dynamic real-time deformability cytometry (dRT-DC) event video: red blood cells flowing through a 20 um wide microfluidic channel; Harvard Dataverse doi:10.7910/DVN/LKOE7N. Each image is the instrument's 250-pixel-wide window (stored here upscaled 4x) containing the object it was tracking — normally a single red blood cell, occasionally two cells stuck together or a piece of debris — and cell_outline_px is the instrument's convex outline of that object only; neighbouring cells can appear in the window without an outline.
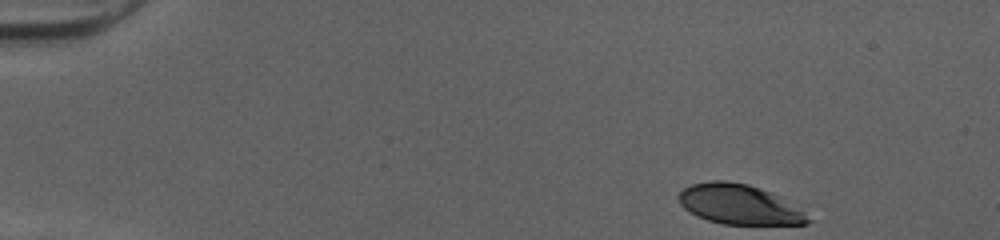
{"species": "human", "species_latin": "Homo sapiens", "temperature_condition": "cold", "stored_images_in_passage": 38, "camera_frame_rate_fps": 3000, "um_per_image_px": 0.085, "donor": {"sex": "female"}, "frame": {"image": 1, "passage_image": 1, "time_ms": 0.0, "image_size_px": [1000, 240], "cell_outline_px": [[812, 220], [808, 224], [720, 224], [696, 216], [684, 208], [680, 204], [676, 196], [684, 188], [692, 184], [712, 180], [728, 180], [748, 184], [772, 192]], "centroid_in_image_um": [62.74, 17.36], "position_along_channel_um": 22.3, "area_um2": 29.71}}
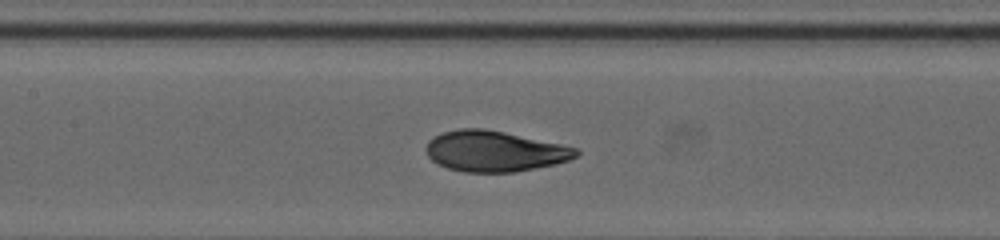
{"frame": {"image": 2, "passage_image": 20, "time_ms": 6.333, "image_size_px": [1000, 240], "cell_outline_px": [[580, 152], [576, 156], [568, 160], [556, 164], [512, 172], [464, 172], [448, 168], [432, 160], [428, 156], [424, 148], [428, 140], [444, 132], [460, 128], [484, 128], [504, 132], [580, 148]], "centroid_in_image_um": [42.04, 12.85], "position_along_channel_um": 165.4, "area_um2": 35.49}}
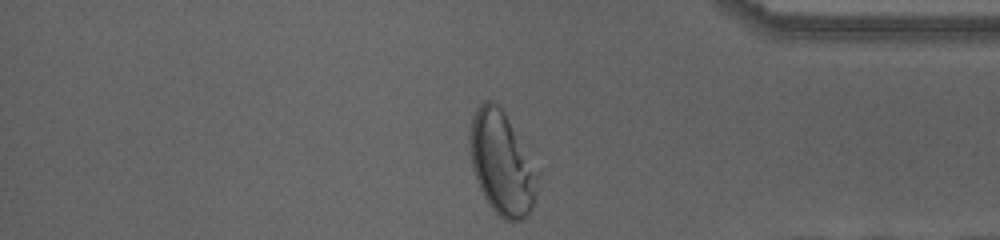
{"frame": {"image": 3, "passage_image": 38, "time_ms": 12.333, "image_size_px": [1000, 240], "cell_outline_px": [[540, 172], [536, 192], [532, 208], [528, 216], [524, 220], [504, 220], [488, 204], [476, 180], [472, 168], [468, 152], [468, 136], [472, 116], [476, 108], [484, 100], [492, 100], [504, 112]], "centroid_in_image_um": [42.64, 13.87], "position_along_channel_um": 392.6, "area_um2": 41.27}, "authors_computed_cell_mechanics": {"area_um2": 35.3447, "velocity_mm_per_s": 4.0376, "shape_relaxation_time_tau1_ms": 4.6862, "shape_relaxation_time_tau2_ms": null, "deformation_change_tau1": 0.2134, "deformation_change_tau2": null}}